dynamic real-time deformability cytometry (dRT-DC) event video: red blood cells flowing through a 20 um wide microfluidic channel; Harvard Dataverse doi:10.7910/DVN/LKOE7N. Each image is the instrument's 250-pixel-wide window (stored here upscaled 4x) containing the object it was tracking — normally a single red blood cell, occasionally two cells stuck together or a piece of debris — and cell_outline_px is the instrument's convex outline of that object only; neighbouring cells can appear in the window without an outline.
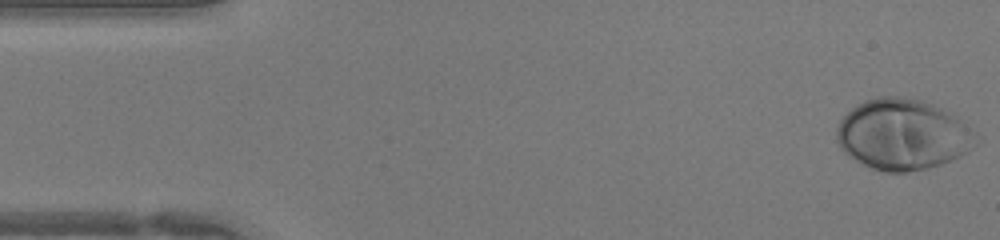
{"species": "human", "species_latin": "Homo sapiens", "temperature_condition": "warm", "stored_images_in_passage": 44, "camera_frame_rate_fps": 3000, "um_per_image_px": 0.085, "donor": {"sex": "female"}, "frame": {"image": 1, "passage_image": 1, "time_ms": 0.0, "image_size_px": [1000, 240], "cell_outline_px": [[980, 144], [968, 152], [952, 160], [928, 168], [908, 172], [884, 172], [872, 168], [848, 156], [840, 148], [836, 140], [836, 128], [840, 120], [856, 104], [864, 100], [876, 96], [900, 96], [924, 100], [956, 116], [976, 132]], "centroid_in_image_um": [76.75, 11.43], "position_along_channel_um": 8.3, "area_um2": 58.03}}
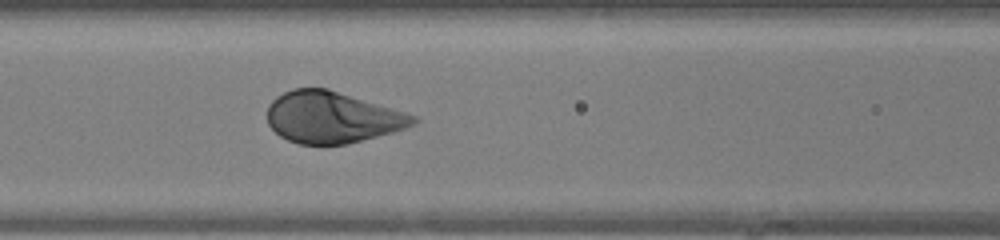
{"frame": {"image": 2, "passage_image": 18, "time_ms": 5.667, "image_size_px": [1000, 240], "cell_outline_px": [[420, 120], [416, 124], [392, 132], [348, 144], [300, 144], [288, 140], [280, 136], [268, 124], [268, 104], [276, 96], [292, 88], [324, 88], [404, 112], [416, 116]], "centroid_in_image_um": [28.2, 9.98], "position_along_channel_um": 138.4, "area_um2": 43.23}}
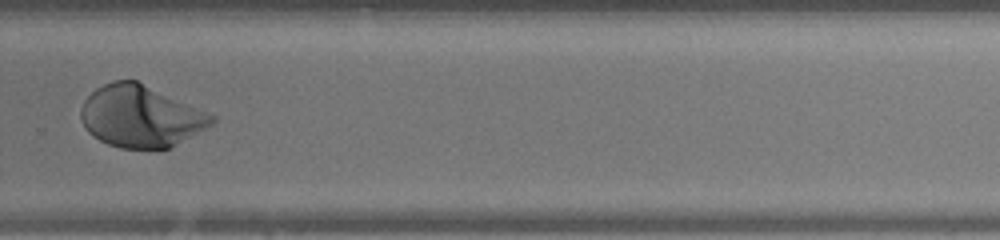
{"frame": {"image": 3, "passage_image": 30, "time_ms": 9.667, "image_size_px": [1000, 240], "cell_outline_px": [[216, 120], [212, 124], [168, 148], [120, 148], [108, 144], [92, 136], [84, 128], [80, 116], [80, 108], [84, 100], [96, 88], [112, 80], [136, 80], [216, 116]], "centroid_in_image_um": [11.9, 9.88], "position_along_channel_um": 317.9, "area_um2": 46.7}}